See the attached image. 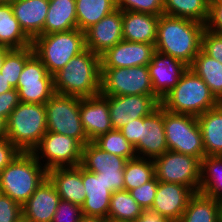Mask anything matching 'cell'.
<instances>
[{"mask_svg":"<svg viewBox=\"0 0 222 222\" xmlns=\"http://www.w3.org/2000/svg\"><path fill=\"white\" fill-rule=\"evenodd\" d=\"M164 131L168 150L196 157L200 160L205 157L197 117L172 113L164 109Z\"/></svg>","mask_w":222,"mask_h":222,"instance_id":"7","label":"cell"},{"mask_svg":"<svg viewBox=\"0 0 222 222\" xmlns=\"http://www.w3.org/2000/svg\"><path fill=\"white\" fill-rule=\"evenodd\" d=\"M155 177L159 182L177 183L199 192L201 160L168 150L153 159Z\"/></svg>","mask_w":222,"mask_h":222,"instance_id":"10","label":"cell"},{"mask_svg":"<svg viewBox=\"0 0 222 222\" xmlns=\"http://www.w3.org/2000/svg\"><path fill=\"white\" fill-rule=\"evenodd\" d=\"M123 40L122 10L118 8L85 31V46L101 56Z\"/></svg>","mask_w":222,"mask_h":222,"instance_id":"17","label":"cell"},{"mask_svg":"<svg viewBox=\"0 0 222 222\" xmlns=\"http://www.w3.org/2000/svg\"><path fill=\"white\" fill-rule=\"evenodd\" d=\"M120 131L125 139L135 147L139 143L140 118L128 122Z\"/></svg>","mask_w":222,"mask_h":222,"instance_id":"46","label":"cell"},{"mask_svg":"<svg viewBox=\"0 0 222 222\" xmlns=\"http://www.w3.org/2000/svg\"><path fill=\"white\" fill-rule=\"evenodd\" d=\"M48 178L61 200L82 206L86 192L82 181V166L56 167L48 170Z\"/></svg>","mask_w":222,"mask_h":222,"instance_id":"24","label":"cell"},{"mask_svg":"<svg viewBox=\"0 0 222 222\" xmlns=\"http://www.w3.org/2000/svg\"><path fill=\"white\" fill-rule=\"evenodd\" d=\"M194 194L195 192L187 186L158 182L151 209L171 222H178L188 205L189 199Z\"/></svg>","mask_w":222,"mask_h":222,"instance_id":"19","label":"cell"},{"mask_svg":"<svg viewBox=\"0 0 222 222\" xmlns=\"http://www.w3.org/2000/svg\"><path fill=\"white\" fill-rule=\"evenodd\" d=\"M134 149L137 157L152 160L168 151L161 105L150 115L140 118L139 143Z\"/></svg>","mask_w":222,"mask_h":222,"instance_id":"15","label":"cell"},{"mask_svg":"<svg viewBox=\"0 0 222 222\" xmlns=\"http://www.w3.org/2000/svg\"><path fill=\"white\" fill-rule=\"evenodd\" d=\"M133 222H171L164 218L157 211L150 209H143L142 214Z\"/></svg>","mask_w":222,"mask_h":222,"instance_id":"47","label":"cell"},{"mask_svg":"<svg viewBox=\"0 0 222 222\" xmlns=\"http://www.w3.org/2000/svg\"><path fill=\"white\" fill-rule=\"evenodd\" d=\"M16 90L22 103L45 104L55 94L53 75L35 54L26 61Z\"/></svg>","mask_w":222,"mask_h":222,"instance_id":"12","label":"cell"},{"mask_svg":"<svg viewBox=\"0 0 222 222\" xmlns=\"http://www.w3.org/2000/svg\"><path fill=\"white\" fill-rule=\"evenodd\" d=\"M205 28L222 35V2H214L209 8V18Z\"/></svg>","mask_w":222,"mask_h":222,"instance_id":"44","label":"cell"},{"mask_svg":"<svg viewBox=\"0 0 222 222\" xmlns=\"http://www.w3.org/2000/svg\"><path fill=\"white\" fill-rule=\"evenodd\" d=\"M20 151L6 138H0V172L9 165Z\"/></svg>","mask_w":222,"mask_h":222,"instance_id":"45","label":"cell"},{"mask_svg":"<svg viewBox=\"0 0 222 222\" xmlns=\"http://www.w3.org/2000/svg\"><path fill=\"white\" fill-rule=\"evenodd\" d=\"M220 103L205 82L189 67L177 85L161 100V106L167 111L195 117Z\"/></svg>","mask_w":222,"mask_h":222,"instance_id":"4","label":"cell"},{"mask_svg":"<svg viewBox=\"0 0 222 222\" xmlns=\"http://www.w3.org/2000/svg\"><path fill=\"white\" fill-rule=\"evenodd\" d=\"M9 50V48L6 47H0V71L3 65V60L5 57L6 52Z\"/></svg>","mask_w":222,"mask_h":222,"instance_id":"51","label":"cell"},{"mask_svg":"<svg viewBox=\"0 0 222 222\" xmlns=\"http://www.w3.org/2000/svg\"><path fill=\"white\" fill-rule=\"evenodd\" d=\"M189 68L205 82L214 96L222 102V63L200 50Z\"/></svg>","mask_w":222,"mask_h":222,"instance_id":"30","label":"cell"},{"mask_svg":"<svg viewBox=\"0 0 222 222\" xmlns=\"http://www.w3.org/2000/svg\"><path fill=\"white\" fill-rule=\"evenodd\" d=\"M19 103L20 100L16 88L0 94V117H3L7 121L10 113Z\"/></svg>","mask_w":222,"mask_h":222,"instance_id":"43","label":"cell"},{"mask_svg":"<svg viewBox=\"0 0 222 222\" xmlns=\"http://www.w3.org/2000/svg\"><path fill=\"white\" fill-rule=\"evenodd\" d=\"M178 222H222V202L197 192Z\"/></svg>","mask_w":222,"mask_h":222,"instance_id":"28","label":"cell"},{"mask_svg":"<svg viewBox=\"0 0 222 222\" xmlns=\"http://www.w3.org/2000/svg\"><path fill=\"white\" fill-rule=\"evenodd\" d=\"M47 132L44 104L22 103L10 113L6 138L20 151L32 152Z\"/></svg>","mask_w":222,"mask_h":222,"instance_id":"5","label":"cell"},{"mask_svg":"<svg viewBox=\"0 0 222 222\" xmlns=\"http://www.w3.org/2000/svg\"><path fill=\"white\" fill-rule=\"evenodd\" d=\"M188 67L179 59L155 51L148 64L153 92L162 100L177 85Z\"/></svg>","mask_w":222,"mask_h":222,"instance_id":"18","label":"cell"},{"mask_svg":"<svg viewBox=\"0 0 222 222\" xmlns=\"http://www.w3.org/2000/svg\"><path fill=\"white\" fill-rule=\"evenodd\" d=\"M22 216V206L0 192V222H16Z\"/></svg>","mask_w":222,"mask_h":222,"instance_id":"42","label":"cell"},{"mask_svg":"<svg viewBox=\"0 0 222 222\" xmlns=\"http://www.w3.org/2000/svg\"><path fill=\"white\" fill-rule=\"evenodd\" d=\"M55 93L79 98L94 97L101 91L100 56L89 49L78 54L53 75Z\"/></svg>","mask_w":222,"mask_h":222,"instance_id":"2","label":"cell"},{"mask_svg":"<svg viewBox=\"0 0 222 222\" xmlns=\"http://www.w3.org/2000/svg\"><path fill=\"white\" fill-rule=\"evenodd\" d=\"M80 222H110L106 218L83 216Z\"/></svg>","mask_w":222,"mask_h":222,"instance_id":"49","label":"cell"},{"mask_svg":"<svg viewBox=\"0 0 222 222\" xmlns=\"http://www.w3.org/2000/svg\"><path fill=\"white\" fill-rule=\"evenodd\" d=\"M11 6L22 30L32 41L44 35L49 0H16Z\"/></svg>","mask_w":222,"mask_h":222,"instance_id":"23","label":"cell"},{"mask_svg":"<svg viewBox=\"0 0 222 222\" xmlns=\"http://www.w3.org/2000/svg\"><path fill=\"white\" fill-rule=\"evenodd\" d=\"M6 123L7 121L3 117H0V138L6 137Z\"/></svg>","mask_w":222,"mask_h":222,"instance_id":"50","label":"cell"},{"mask_svg":"<svg viewBox=\"0 0 222 222\" xmlns=\"http://www.w3.org/2000/svg\"><path fill=\"white\" fill-rule=\"evenodd\" d=\"M216 0H205V2H207L209 5H211L212 3H214Z\"/></svg>","mask_w":222,"mask_h":222,"instance_id":"54","label":"cell"},{"mask_svg":"<svg viewBox=\"0 0 222 222\" xmlns=\"http://www.w3.org/2000/svg\"><path fill=\"white\" fill-rule=\"evenodd\" d=\"M199 193L222 202V156H205L201 160Z\"/></svg>","mask_w":222,"mask_h":222,"instance_id":"31","label":"cell"},{"mask_svg":"<svg viewBox=\"0 0 222 222\" xmlns=\"http://www.w3.org/2000/svg\"><path fill=\"white\" fill-rule=\"evenodd\" d=\"M201 50L211 58L222 63V35L204 29L201 38Z\"/></svg>","mask_w":222,"mask_h":222,"instance_id":"40","label":"cell"},{"mask_svg":"<svg viewBox=\"0 0 222 222\" xmlns=\"http://www.w3.org/2000/svg\"><path fill=\"white\" fill-rule=\"evenodd\" d=\"M159 17L149 13L122 11L123 40L155 44Z\"/></svg>","mask_w":222,"mask_h":222,"instance_id":"25","label":"cell"},{"mask_svg":"<svg viewBox=\"0 0 222 222\" xmlns=\"http://www.w3.org/2000/svg\"><path fill=\"white\" fill-rule=\"evenodd\" d=\"M93 142L103 151L120 156L126 160L137 157L134 146L125 139L120 130L113 129L106 134L100 135Z\"/></svg>","mask_w":222,"mask_h":222,"instance_id":"37","label":"cell"},{"mask_svg":"<svg viewBox=\"0 0 222 222\" xmlns=\"http://www.w3.org/2000/svg\"><path fill=\"white\" fill-rule=\"evenodd\" d=\"M60 196L47 177L22 205V216L28 222H52Z\"/></svg>","mask_w":222,"mask_h":222,"instance_id":"21","label":"cell"},{"mask_svg":"<svg viewBox=\"0 0 222 222\" xmlns=\"http://www.w3.org/2000/svg\"><path fill=\"white\" fill-rule=\"evenodd\" d=\"M160 105L157 95L108 96L111 125L114 130H121L128 122L150 115Z\"/></svg>","mask_w":222,"mask_h":222,"instance_id":"14","label":"cell"},{"mask_svg":"<svg viewBox=\"0 0 222 222\" xmlns=\"http://www.w3.org/2000/svg\"><path fill=\"white\" fill-rule=\"evenodd\" d=\"M126 161L125 158L103 151L94 142L83 146L81 166L101 177L112 193L124 190L123 171Z\"/></svg>","mask_w":222,"mask_h":222,"instance_id":"13","label":"cell"},{"mask_svg":"<svg viewBox=\"0 0 222 222\" xmlns=\"http://www.w3.org/2000/svg\"><path fill=\"white\" fill-rule=\"evenodd\" d=\"M210 5L205 0H164L165 15L207 23Z\"/></svg>","mask_w":222,"mask_h":222,"instance_id":"34","label":"cell"},{"mask_svg":"<svg viewBox=\"0 0 222 222\" xmlns=\"http://www.w3.org/2000/svg\"><path fill=\"white\" fill-rule=\"evenodd\" d=\"M102 96L156 95L148 65L129 68H101Z\"/></svg>","mask_w":222,"mask_h":222,"instance_id":"9","label":"cell"},{"mask_svg":"<svg viewBox=\"0 0 222 222\" xmlns=\"http://www.w3.org/2000/svg\"><path fill=\"white\" fill-rule=\"evenodd\" d=\"M205 24L162 14L157 24L156 51L172 56L190 66L201 50Z\"/></svg>","mask_w":222,"mask_h":222,"instance_id":"1","label":"cell"},{"mask_svg":"<svg viewBox=\"0 0 222 222\" xmlns=\"http://www.w3.org/2000/svg\"><path fill=\"white\" fill-rule=\"evenodd\" d=\"M83 217L81 206L60 200L52 222H80Z\"/></svg>","mask_w":222,"mask_h":222,"instance_id":"41","label":"cell"},{"mask_svg":"<svg viewBox=\"0 0 222 222\" xmlns=\"http://www.w3.org/2000/svg\"><path fill=\"white\" fill-rule=\"evenodd\" d=\"M44 105L47 132L73 137L83 146L90 142L81 123L79 97L55 93Z\"/></svg>","mask_w":222,"mask_h":222,"instance_id":"8","label":"cell"},{"mask_svg":"<svg viewBox=\"0 0 222 222\" xmlns=\"http://www.w3.org/2000/svg\"><path fill=\"white\" fill-rule=\"evenodd\" d=\"M80 116L90 142L113 130L109 115L108 96L80 98Z\"/></svg>","mask_w":222,"mask_h":222,"instance_id":"20","label":"cell"},{"mask_svg":"<svg viewBox=\"0 0 222 222\" xmlns=\"http://www.w3.org/2000/svg\"><path fill=\"white\" fill-rule=\"evenodd\" d=\"M155 51V44L122 40L100 56L101 68L146 66Z\"/></svg>","mask_w":222,"mask_h":222,"instance_id":"16","label":"cell"},{"mask_svg":"<svg viewBox=\"0 0 222 222\" xmlns=\"http://www.w3.org/2000/svg\"><path fill=\"white\" fill-rule=\"evenodd\" d=\"M48 177V171L32 152H20L0 172V192L21 206Z\"/></svg>","mask_w":222,"mask_h":222,"instance_id":"3","label":"cell"},{"mask_svg":"<svg viewBox=\"0 0 222 222\" xmlns=\"http://www.w3.org/2000/svg\"><path fill=\"white\" fill-rule=\"evenodd\" d=\"M142 211L143 208L129 191H114L110 199L107 219L110 222H133L142 214Z\"/></svg>","mask_w":222,"mask_h":222,"instance_id":"33","label":"cell"},{"mask_svg":"<svg viewBox=\"0 0 222 222\" xmlns=\"http://www.w3.org/2000/svg\"><path fill=\"white\" fill-rule=\"evenodd\" d=\"M123 172L126 191L135 189L155 177L153 160L140 157L127 160Z\"/></svg>","mask_w":222,"mask_h":222,"instance_id":"35","label":"cell"},{"mask_svg":"<svg viewBox=\"0 0 222 222\" xmlns=\"http://www.w3.org/2000/svg\"><path fill=\"white\" fill-rule=\"evenodd\" d=\"M14 89L7 80L0 74V94Z\"/></svg>","mask_w":222,"mask_h":222,"instance_id":"48","label":"cell"},{"mask_svg":"<svg viewBox=\"0 0 222 222\" xmlns=\"http://www.w3.org/2000/svg\"><path fill=\"white\" fill-rule=\"evenodd\" d=\"M27 46H32V40L22 30L11 4H0V47L20 49Z\"/></svg>","mask_w":222,"mask_h":222,"instance_id":"29","label":"cell"},{"mask_svg":"<svg viewBox=\"0 0 222 222\" xmlns=\"http://www.w3.org/2000/svg\"><path fill=\"white\" fill-rule=\"evenodd\" d=\"M82 181L86 192L81 206L83 216L106 218L110 206L112 192L96 173L82 167Z\"/></svg>","mask_w":222,"mask_h":222,"instance_id":"22","label":"cell"},{"mask_svg":"<svg viewBox=\"0 0 222 222\" xmlns=\"http://www.w3.org/2000/svg\"><path fill=\"white\" fill-rule=\"evenodd\" d=\"M33 54V46L20 49H9L6 52L0 74L13 88L17 87V82L24 69L25 63Z\"/></svg>","mask_w":222,"mask_h":222,"instance_id":"36","label":"cell"},{"mask_svg":"<svg viewBox=\"0 0 222 222\" xmlns=\"http://www.w3.org/2000/svg\"><path fill=\"white\" fill-rule=\"evenodd\" d=\"M119 10L149 13L161 16L164 10V0H116Z\"/></svg>","mask_w":222,"mask_h":222,"instance_id":"38","label":"cell"},{"mask_svg":"<svg viewBox=\"0 0 222 222\" xmlns=\"http://www.w3.org/2000/svg\"><path fill=\"white\" fill-rule=\"evenodd\" d=\"M34 54L54 75L62 69L72 57L86 49L85 32L78 28L58 33L37 36L32 41Z\"/></svg>","mask_w":222,"mask_h":222,"instance_id":"6","label":"cell"},{"mask_svg":"<svg viewBox=\"0 0 222 222\" xmlns=\"http://www.w3.org/2000/svg\"><path fill=\"white\" fill-rule=\"evenodd\" d=\"M205 156H222V102L197 117Z\"/></svg>","mask_w":222,"mask_h":222,"instance_id":"26","label":"cell"},{"mask_svg":"<svg viewBox=\"0 0 222 222\" xmlns=\"http://www.w3.org/2000/svg\"><path fill=\"white\" fill-rule=\"evenodd\" d=\"M16 222H28L24 217H21L18 221Z\"/></svg>","mask_w":222,"mask_h":222,"instance_id":"53","label":"cell"},{"mask_svg":"<svg viewBox=\"0 0 222 222\" xmlns=\"http://www.w3.org/2000/svg\"><path fill=\"white\" fill-rule=\"evenodd\" d=\"M76 0H49L44 34L58 33L77 28Z\"/></svg>","mask_w":222,"mask_h":222,"instance_id":"27","label":"cell"},{"mask_svg":"<svg viewBox=\"0 0 222 222\" xmlns=\"http://www.w3.org/2000/svg\"><path fill=\"white\" fill-rule=\"evenodd\" d=\"M158 182L157 178L154 177L149 182L129 190V193L143 209H150L157 192Z\"/></svg>","mask_w":222,"mask_h":222,"instance_id":"39","label":"cell"},{"mask_svg":"<svg viewBox=\"0 0 222 222\" xmlns=\"http://www.w3.org/2000/svg\"><path fill=\"white\" fill-rule=\"evenodd\" d=\"M77 28L83 32L117 9L116 0H76Z\"/></svg>","mask_w":222,"mask_h":222,"instance_id":"32","label":"cell"},{"mask_svg":"<svg viewBox=\"0 0 222 222\" xmlns=\"http://www.w3.org/2000/svg\"><path fill=\"white\" fill-rule=\"evenodd\" d=\"M32 153L47 171L56 167H76L82 162L83 145L73 137L46 132Z\"/></svg>","mask_w":222,"mask_h":222,"instance_id":"11","label":"cell"},{"mask_svg":"<svg viewBox=\"0 0 222 222\" xmlns=\"http://www.w3.org/2000/svg\"><path fill=\"white\" fill-rule=\"evenodd\" d=\"M16 0H0V4H11Z\"/></svg>","mask_w":222,"mask_h":222,"instance_id":"52","label":"cell"}]
</instances>
